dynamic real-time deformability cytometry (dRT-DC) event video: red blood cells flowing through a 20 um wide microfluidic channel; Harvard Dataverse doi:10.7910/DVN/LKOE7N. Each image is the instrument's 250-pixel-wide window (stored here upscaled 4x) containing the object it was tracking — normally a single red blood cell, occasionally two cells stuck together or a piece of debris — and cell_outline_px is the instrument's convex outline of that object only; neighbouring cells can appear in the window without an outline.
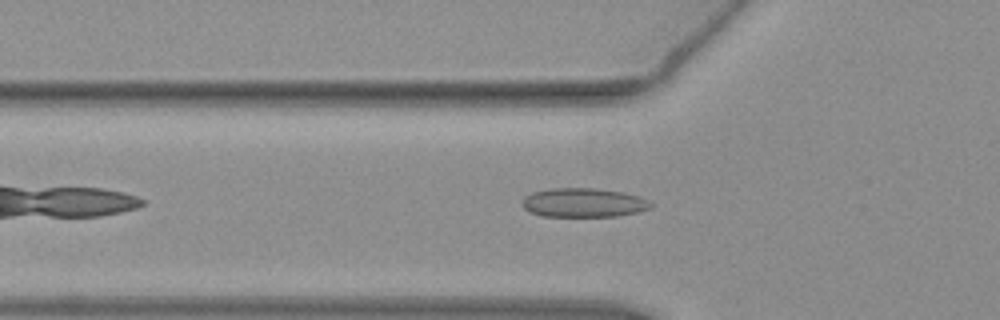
{"species": "common noctule bat (a hibernating species)", "species_latin": "Nyctalus noctula", "temperature_condition": "warm", "stored_images_in_passage": 43, "camera_frame_rate_fps": 3000, "um_per_image_px": 0.085, "animal": {"sex": "female", "body_mass_g": 19.3, "forearm_length_mm": 54.1}, "frame": {"image": 1, "passage_image": 7, "time_ms": 2.0, "image_size_px": [1000, 320], "cell_outline_px": [[656, 204], [652, 208], [640, 212], [616, 216], [540, 216], [524, 208], [520, 204], [524, 196], [532, 192], [552, 188], [596, 188], [624, 192], [640, 196]], "centroid_in_image_um": [49.65, 17.22], "position_along_channel_um": 76.2, "area_um2": 22.14}}
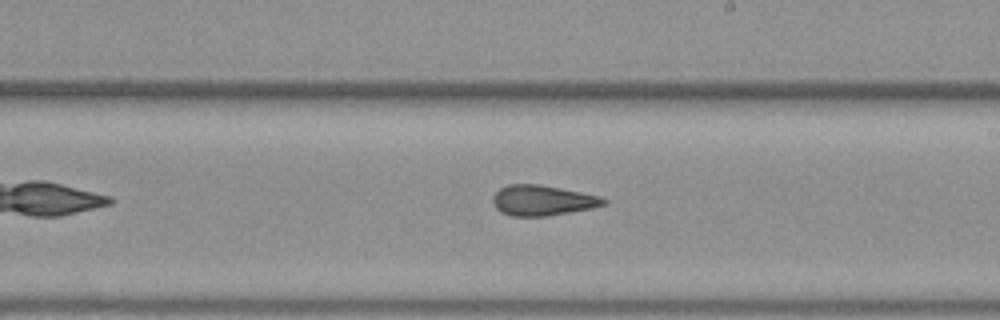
{"frame": {"image": 2, "passage_image": 20, "time_ms": 6.333, "image_size_px": [1000, 320], "cell_outline_px": [[608, 204], [592, 208], [548, 216], [512, 216], [500, 212], [496, 208], [492, 200], [492, 196], [500, 188], [508, 184], [540, 184], [600, 196], [608, 200]], "centroid_in_image_um": [46.11, 17.03], "position_along_channel_um": 242.9, "area_um2": 19.71}}
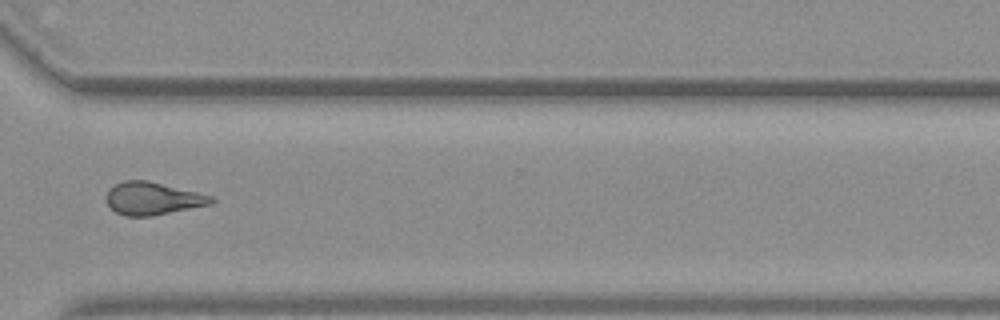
{"frame": {"image": 3, "passage_image": 29, "time_ms": 9.333, "image_size_px": [1000, 320], "cell_outline_px": [[216, 200], [212, 204], [152, 216], [124, 216], [116, 212], [108, 204], [108, 188], [124, 180], [148, 180], [212, 196]], "centroid_in_image_um": [12.99, 16.87], "position_along_channel_um": 357.6, "area_um2": 19.83}, "authors_computed_cell_mechanics": {"area_um2": 19.941, "velocity_mm_per_s": 3.83, "shape_relaxation_time_tau1_ms": null, "shape_relaxation_time_tau2_ms": 2.2435, "deformation_change_tau1": null, "deformation_change_tau2": 0.0928}}